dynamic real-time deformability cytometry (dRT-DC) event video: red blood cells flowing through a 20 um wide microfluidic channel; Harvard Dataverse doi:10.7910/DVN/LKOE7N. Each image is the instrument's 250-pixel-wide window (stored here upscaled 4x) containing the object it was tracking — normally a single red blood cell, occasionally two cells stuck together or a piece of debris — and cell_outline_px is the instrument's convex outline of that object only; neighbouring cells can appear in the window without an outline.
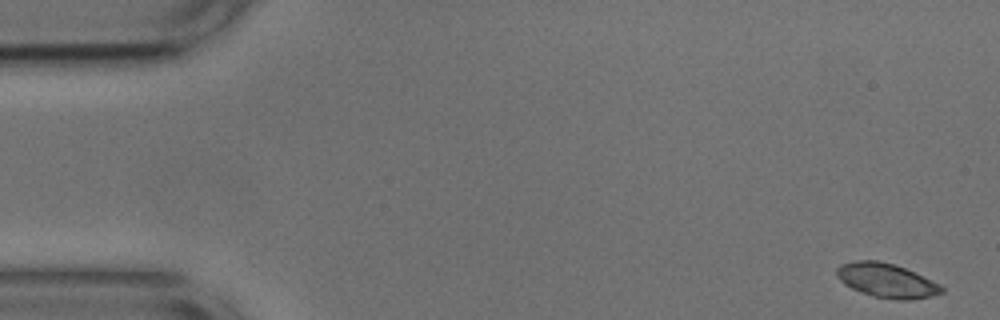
{"species": "common noctule bat (a hibernating species)", "species_latin": "Nyctalus noctula", "temperature_condition": "cold", "stored_images_in_passage": 53, "camera_frame_rate_fps": 3000, "um_per_image_px": 0.085, "animal": {"sex": "male", "body_mass_g": 17.9, "forearm_length_mm": 54.2}, "frame": {"image": 1, "passage_image": 1, "time_ms": 0.0, "image_size_px": [1000, 320], "cell_outline_px": [[944, 292], [932, 296], [908, 300], [900, 300], [872, 296], [852, 288], [844, 284], [836, 276], [836, 268], [840, 264], [856, 260], [876, 260], [892, 264], [904, 268], [940, 284], [944, 288]], "centroid_in_image_um": [75.34, 23.84], "position_along_channel_um": 9.7, "area_um2": 20.75}}
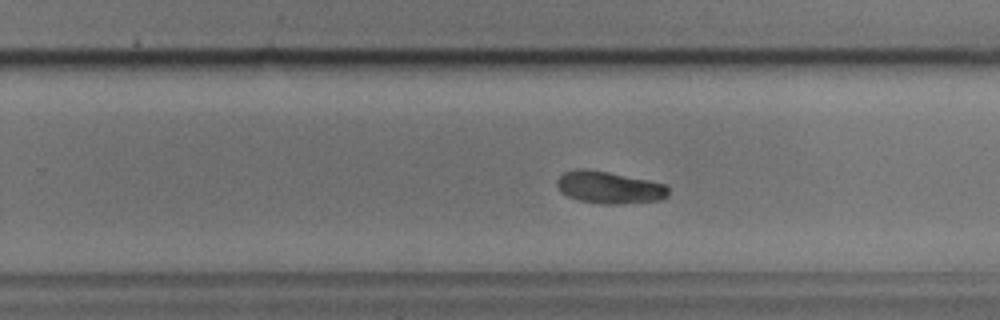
{"frame": {"image": 2, "passage_image": 33, "time_ms": 10.667, "image_size_px": [1000, 320], "cell_outline_px": [[668, 196], [660, 200], [616, 204], [604, 204], [576, 200], [560, 192], [556, 188], [556, 180], [564, 172], [576, 168], [584, 168], [608, 172], [668, 184]], "centroid_in_image_um": [51.75, 15.93], "position_along_channel_um": 278.1, "area_um2": 21.1}}
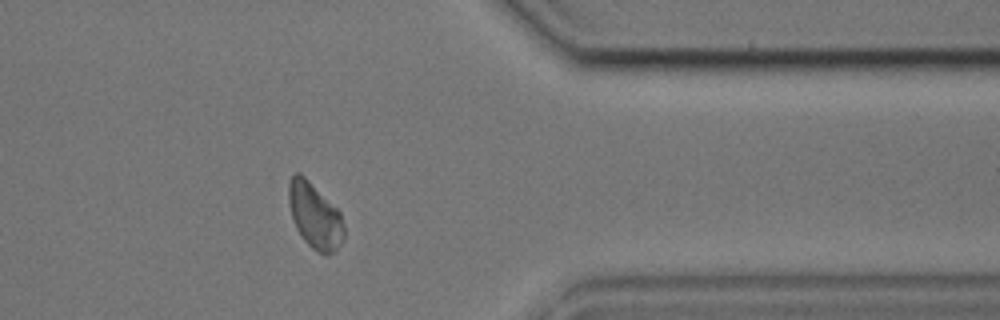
{"frame": {"image": 3, "passage_image": 43, "time_ms": 14.0, "image_size_px": [1000, 320], "cell_outline_px": [[344, 240], [332, 252], [324, 256], [312, 248], [304, 240], [296, 228], [288, 204], [288, 184], [292, 176], [296, 172], [304, 176], [340, 212], [344, 224]], "centroid_in_image_um": [26.75, 18.36], "position_along_channel_um": 384.6, "area_um2": 20.92}, "authors_computed_cell_mechanics": {"area_um2": 20.9814, "velocity_mm_per_s": 3.6574, "shape_relaxation_time_tau1_ms": 10.0754, "shape_relaxation_time_tau2_ms": null, "deformation_change_tau1": 0.2548, "deformation_change_tau2": null}}